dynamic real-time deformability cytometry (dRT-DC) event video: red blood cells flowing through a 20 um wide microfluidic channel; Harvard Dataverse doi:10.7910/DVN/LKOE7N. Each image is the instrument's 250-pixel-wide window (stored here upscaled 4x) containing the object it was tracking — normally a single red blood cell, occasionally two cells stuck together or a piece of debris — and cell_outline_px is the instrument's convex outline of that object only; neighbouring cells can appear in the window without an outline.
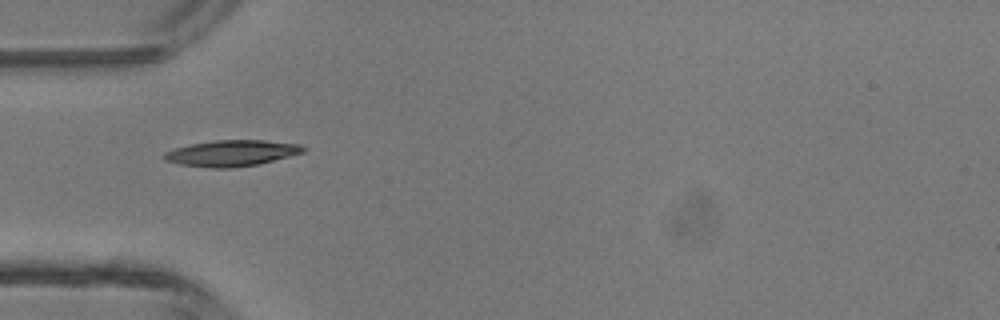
{"species": "common noctule bat (a hibernating species)", "species_latin": "Nyctalus noctula", "temperature_condition": "room temperature", "stored_images_in_passage": 2, "camera_frame_rate_fps": 3000, "um_per_image_px": 0.085, "animal": {"sex": "male", "body_mass_g": 13.3}, "frame": {"image": 1, "passage_image": 1, "time_ms": 0.0, "image_size_px": [1000, 320], "cell_outline_px": [[308, 148], [304, 152], [260, 164], [232, 168], [212, 168], [180, 164], [164, 160], [160, 156], [164, 152], [172, 148], [192, 144], [216, 140], [264, 140], [300, 144]], "centroid_in_image_um": [19.68, 13.02], "position_along_channel_um": 65.3, "area_um2": 21.33}}
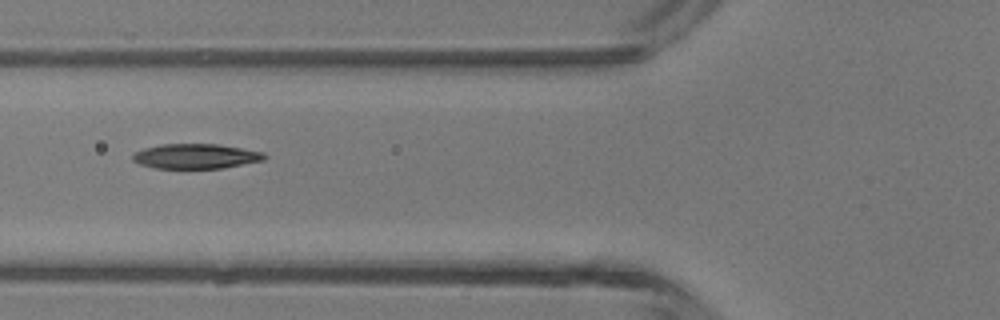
{"frame": {"image": 2, "passage_image": 2, "time_ms": 0.333, "image_size_px": [1000, 320], "cell_outline_px": [[268, 156], [264, 160], [224, 168], [156, 168], [140, 164], [132, 160], [132, 156], [136, 152], [144, 148], [160, 144], [216, 144], [264, 152]], "centroid_in_image_um": [16.66, 13.28], "position_along_channel_um": 109.1, "area_um2": 19.02}}